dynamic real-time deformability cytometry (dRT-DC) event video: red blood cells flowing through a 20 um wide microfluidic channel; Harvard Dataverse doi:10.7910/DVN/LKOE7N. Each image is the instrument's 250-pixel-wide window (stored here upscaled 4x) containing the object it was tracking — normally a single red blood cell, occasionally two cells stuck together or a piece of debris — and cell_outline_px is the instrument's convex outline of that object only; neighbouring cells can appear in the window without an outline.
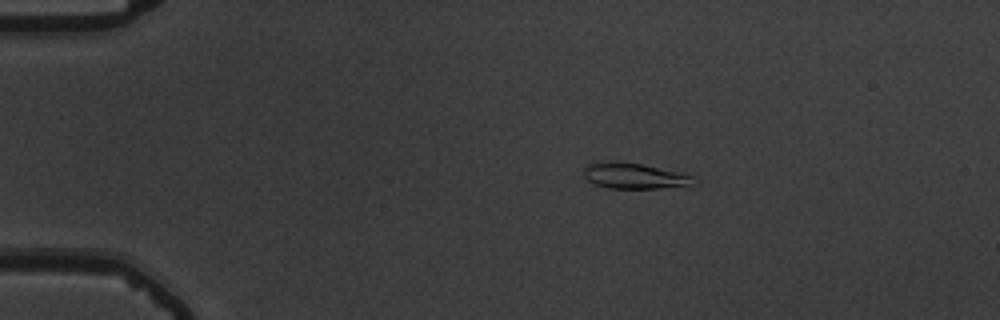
{"species": "common noctule bat (a hibernating species)", "species_latin": "Nyctalus noctula", "temperature_condition": "warm", "stored_images_in_passage": 56, "camera_frame_rate_fps": 3000, "um_per_image_px": 0.085, "animal": {"sex": "male", "body_mass_g": 19.5, "forearm_length_mm": 54.6}, "frame": {"image": 1, "passage_image": 11, "time_ms": 3.333, "image_size_px": [1000, 320], "cell_outline_px": [[696, 184], [660, 188], [608, 188], [596, 184], [588, 180], [584, 176], [584, 168], [588, 164], [640, 164], [680, 172], [692, 176]], "centroid_in_image_um": [53.98, 15.0], "position_along_channel_um": 31.0, "area_um2": 15.55}}
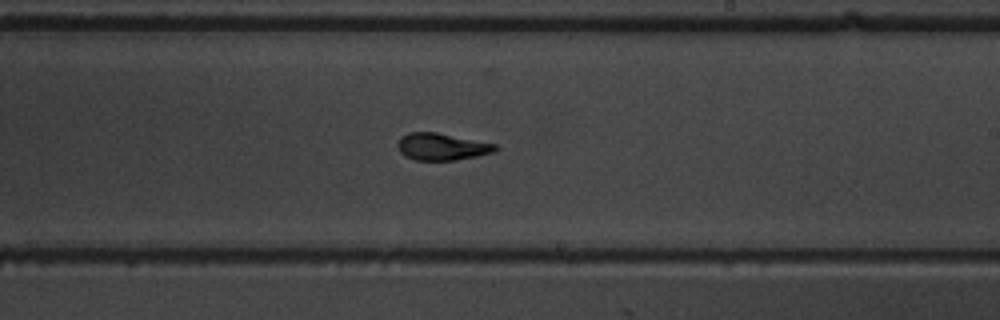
{"frame": {"image": 2, "passage_image": 34, "time_ms": 11.0, "image_size_px": [1000, 320], "cell_outline_px": [[496, 152], [456, 160], [416, 160], [400, 152], [396, 144], [400, 136], [408, 132], [436, 132], [496, 144]], "centroid_in_image_um": [37.53, 12.46], "position_along_channel_um": 251.5, "area_um2": 15.32}}
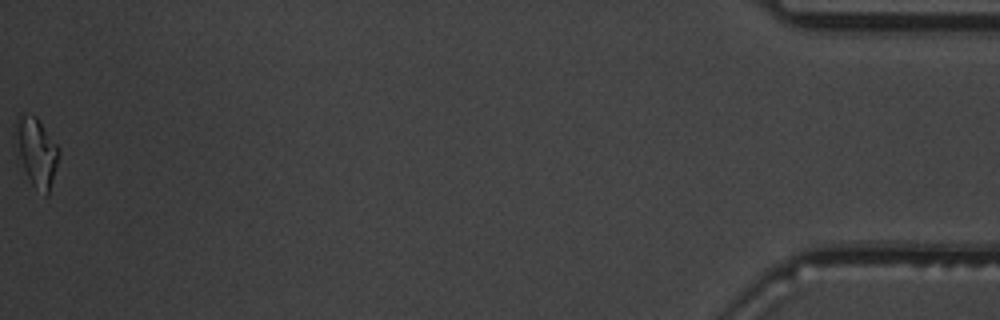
{"frame": {"image": 3, "passage_image": 56, "time_ms": 18.333, "image_size_px": [1000, 320], "cell_outline_px": [[60, 152], [56, 168], [48, 196], [44, 196], [32, 184], [24, 168], [12, 136], [16, 120], [20, 116], [36, 116], [60, 148]], "centroid_in_image_um": [3.1, 12.91], "position_along_channel_um": 432.1, "area_um2": 17.22}, "authors_computed_cell_mechanics": {"area_um2": 15.606, "velocity_mm_per_s": 3.7052, "shape_relaxation_time_tau1_ms": 4.1896, "shape_relaxation_time_tau2_ms": 1.3242, "deformation_change_tau1": 0.1945, "deformation_change_tau2": 0.0905}}